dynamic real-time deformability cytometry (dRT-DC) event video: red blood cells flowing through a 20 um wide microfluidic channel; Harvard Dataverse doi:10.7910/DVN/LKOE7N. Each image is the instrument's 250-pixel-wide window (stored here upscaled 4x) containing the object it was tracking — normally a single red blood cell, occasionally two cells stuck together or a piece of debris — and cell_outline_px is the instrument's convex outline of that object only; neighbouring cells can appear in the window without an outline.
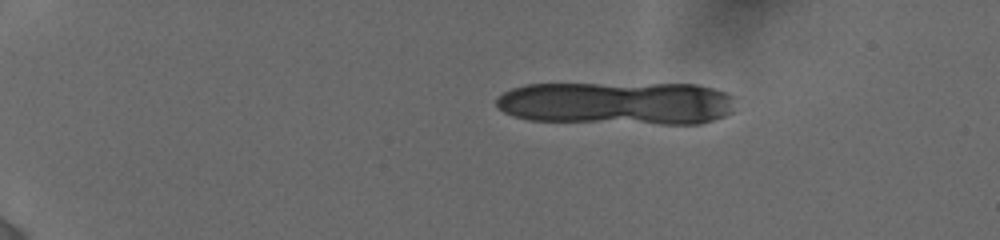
{"species": "human", "species_latin": "Homo sapiens", "temperature_condition": "cold", "stored_images_in_passage": 6, "camera_frame_rate_fps": 3000, "um_per_image_px": 0.085, "donor": {"sex": "female"}, "frame": {"image": 1, "passage_image": 1, "time_ms": 0.0, "image_size_px": [1000, 240], "cell_outline_px": [[732, 112], [724, 116], [700, 124], [660, 124], [528, 120], [512, 116], [504, 112], [496, 104], [496, 96], [512, 88], [528, 84], [696, 84], [712, 88], [724, 92], [732, 96]], "centroid_in_image_um": [52.41, 8.77], "position_along_channel_um": 32.6, "area_um2": 60.34}}